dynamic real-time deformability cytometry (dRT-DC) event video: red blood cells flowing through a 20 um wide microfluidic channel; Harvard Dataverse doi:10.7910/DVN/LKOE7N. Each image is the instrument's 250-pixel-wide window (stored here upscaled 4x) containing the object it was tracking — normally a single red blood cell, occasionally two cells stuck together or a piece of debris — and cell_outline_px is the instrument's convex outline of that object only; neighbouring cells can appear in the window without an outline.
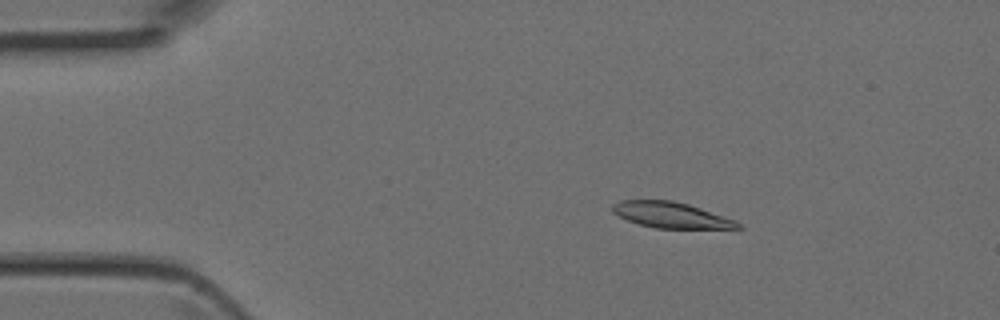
{"species": "Egyptian fruit bat (a non-hibernating species)", "species_latin": "Rousettus aegyptiacus", "temperature_condition": "room temperature", "stored_images_in_passage": 4, "camera_frame_rate_fps": 3000, "um_per_image_px": 0.085, "animal": {"sex": "female"}, "frame": {"image": 1, "passage_image": 3, "time_ms": 0.667, "image_size_px": [1000, 320], "cell_outline_px": [[744, 228], [656, 228], [640, 224], [628, 220], [612, 212], [612, 204], [620, 200], [672, 200], [688, 204], [736, 220]], "centroid_in_image_um": [57.03, 18.27], "position_along_channel_um": 28.0, "area_um2": 18.67}}
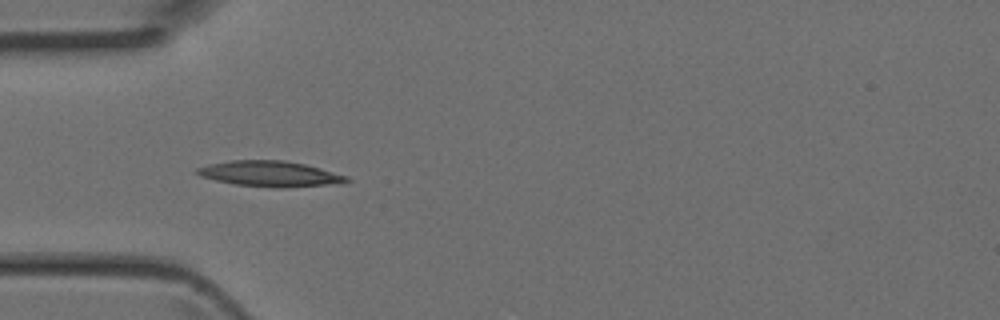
{"frame": {"image": 2, "passage_image": 4, "time_ms": 1.0, "image_size_px": [1000, 320], "cell_outline_px": [[352, 180], [340, 184], [284, 188], [272, 188], [236, 184], [216, 180], [200, 176], [192, 172], [196, 168], [208, 164], [232, 160], [284, 160], [304, 164], [320, 168], [348, 176]], "centroid_in_image_um": [22.97, 14.78], "position_along_channel_um": 62.0, "area_um2": 22.6}}